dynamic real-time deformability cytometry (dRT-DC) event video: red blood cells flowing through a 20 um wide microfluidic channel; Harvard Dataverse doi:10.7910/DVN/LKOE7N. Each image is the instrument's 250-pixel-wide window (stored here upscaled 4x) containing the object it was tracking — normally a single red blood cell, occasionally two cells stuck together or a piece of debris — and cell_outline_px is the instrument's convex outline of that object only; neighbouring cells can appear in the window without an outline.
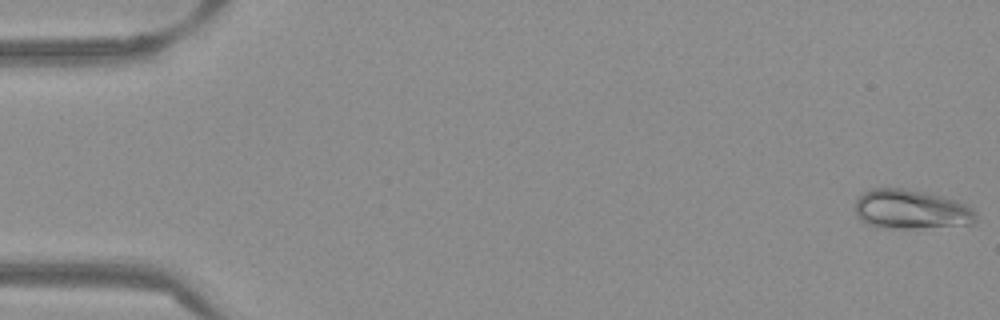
{"species": "Egyptian fruit bat (a non-hibernating species)", "species_latin": "Rousettus aegyptiacus", "temperature_condition": "warm", "stored_images_in_passage": 53, "camera_frame_rate_fps": 3000, "um_per_image_px": 0.085, "frame": {"image": 1, "passage_image": 1, "time_ms": 0.0, "image_size_px": [1000, 320], "cell_outline_px": [[976, 220], [972, 224], [916, 228], [892, 228], [868, 224], [860, 220], [856, 212], [856, 200], [864, 192], [872, 188], [904, 188], [924, 192], [956, 200], [972, 208], [976, 212]], "centroid_in_image_um": [77.45, 17.79], "position_along_channel_um": 7.6, "area_um2": 27.46}}
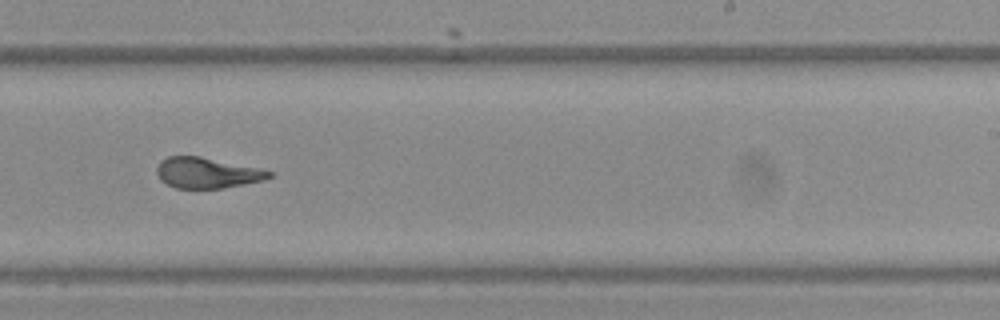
{"frame": {"image": 2, "passage_image": 33, "time_ms": 10.667, "image_size_px": [1000, 320], "cell_outline_px": [[272, 176], [264, 180], [224, 188], [176, 188], [160, 180], [156, 172], [156, 168], [160, 160], [168, 156], [200, 156], [260, 168], [272, 172]], "centroid_in_image_um": [17.58, 14.68], "position_along_channel_um": 271.4, "area_um2": 20.11}}
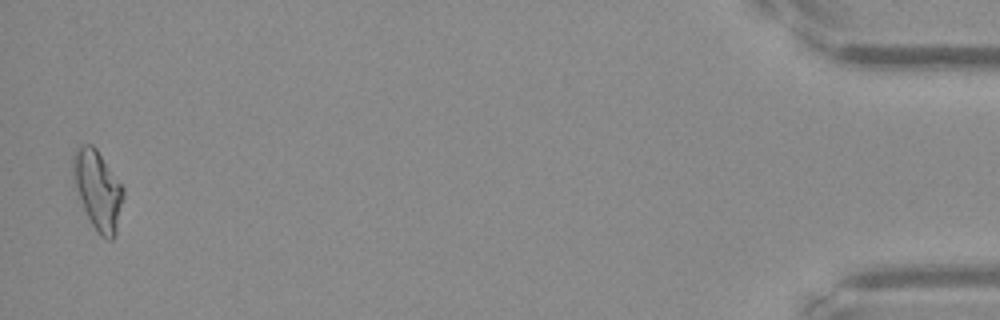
{"frame": {"image": 3, "passage_image": 52, "time_ms": 17.0, "image_size_px": [1000, 320], "cell_outline_px": [[124, 196], [116, 232], [112, 240], [108, 240], [100, 236], [96, 232], [84, 208], [72, 176], [72, 156], [76, 148], [80, 144], [92, 144], [96, 148], [124, 188]], "centroid_in_image_um": [8.31, 16.13], "position_along_channel_um": 426.9, "area_um2": 23.06}, "authors_computed_cell_mechanics": {"area_um2": 21.2704, "velocity_mm_per_s": 3.8627, "shape_relaxation_time_tau1_ms": 9.2198, "shape_relaxation_time_tau2_ms": 0.8999, "deformation_change_tau1": 0.2543, "deformation_change_tau2": 0.0517}}